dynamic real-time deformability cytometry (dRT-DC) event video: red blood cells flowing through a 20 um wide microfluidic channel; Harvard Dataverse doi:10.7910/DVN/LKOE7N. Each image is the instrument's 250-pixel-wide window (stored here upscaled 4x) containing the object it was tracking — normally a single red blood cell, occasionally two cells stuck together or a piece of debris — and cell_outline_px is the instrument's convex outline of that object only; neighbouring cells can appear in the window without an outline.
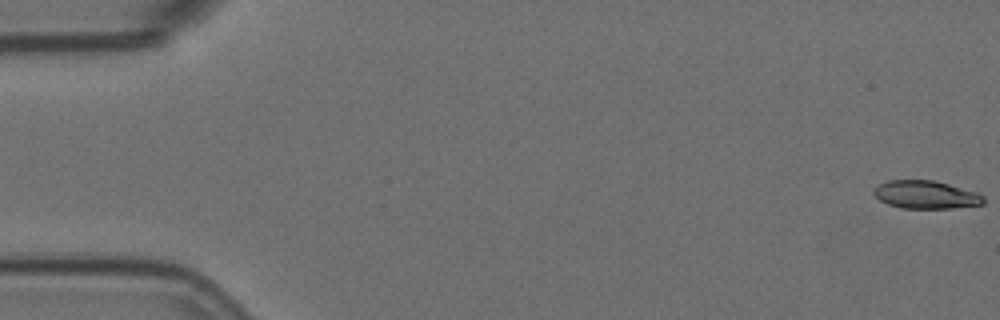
{"species": "Egyptian fruit bat (a non-hibernating species)", "species_latin": "Rousettus aegyptiacus", "temperature_condition": "room temperature", "stored_images_in_passage": 4, "camera_frame_rate_fps": 3000, "um_per_image_px": 0.085, "animal": {"sex": "female"}, "frame": {"image": 1, "passage_image": 1, "time_ms": 0.0, "image_size_px": [1000, 320], "cell_outline_px": [[984, 204], [952, 208], [900, 208], [888, 204], [880, 200], [872, 192], [880, 184], [888, 180], [932, 180], [948, 184], [976, 192], [984, 196]], "centroid_in_image_um": [78.7, 16.55], "position_along_channel_um": 6.3, "area_um2": 17.74}}
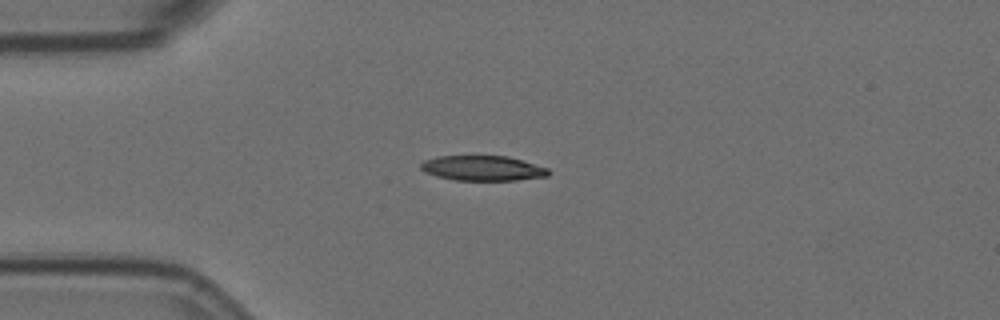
{"frame": {"image": 2, "passage_image": 4, "time_ms": 1.0, "image_size_px": [1000, 320], "cell_outline_px": [[548, 176], [516, 180], [456, 180], [436, 176], [424, 172], [420, 168], [420, 164], [424, 160], [436, 156], [508, 156], [548, 168]], "centroid_in_image_um": [40.99, 14.29], "position_along_channel_um": 44.0, "area_um2": 18.55}}